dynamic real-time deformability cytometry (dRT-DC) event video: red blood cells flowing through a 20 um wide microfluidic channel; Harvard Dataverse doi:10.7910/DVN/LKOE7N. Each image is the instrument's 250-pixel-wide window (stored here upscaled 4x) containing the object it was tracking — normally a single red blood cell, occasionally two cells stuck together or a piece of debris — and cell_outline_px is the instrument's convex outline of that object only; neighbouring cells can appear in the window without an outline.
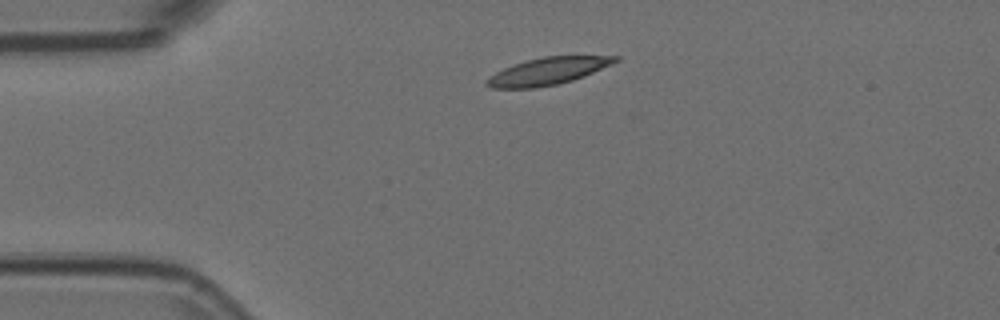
{"species": "Egyptian fruit bat (a non-hibernating species)", "species_latin": "Rousettus aegyptiacus", "temperature_condition": "room temperature", "stored_images_in_passage": 39, "camera_frame_rate_fps": 3000, "um_per_image_px": 0.085, "animal": {"sex": "female"}, "frame": {"image": 1, "passage_image": 1, "time_ms": 0.0, "image_size_px": [1000, 320], "cell_outline_px": [[620, 60], [612, 64], [584, 76], [560, 84], [536, 88], [492, 88], [484, 84], [484, 80], [496, 72], [512, 64], [544, 56], [620, 56]], "centroid_in_image_um": [46.55, 6.05], "position_along_channel_um": 38.5, "area_um2": 20.4}}
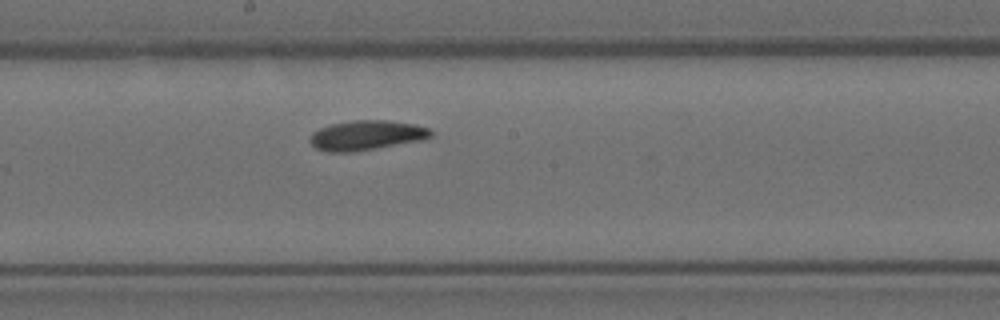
{"frame": {"image": 2, "passage_image": 18, "time_ms": 5.667, "image_size_px": [1000, 320], "cell_outline_px": [[432, 136], [424, 140], [352, 152], [328, 152], [316, 148], [308, 140], [312, 132], [328, 124], [352, 120], [388, 120], [416, 124], [428, 128], [432, 132]], "centroid_in_image_um": [31.14, 11.49], "position_along_channel_um": 217.1, "area_um2": 21.15}}
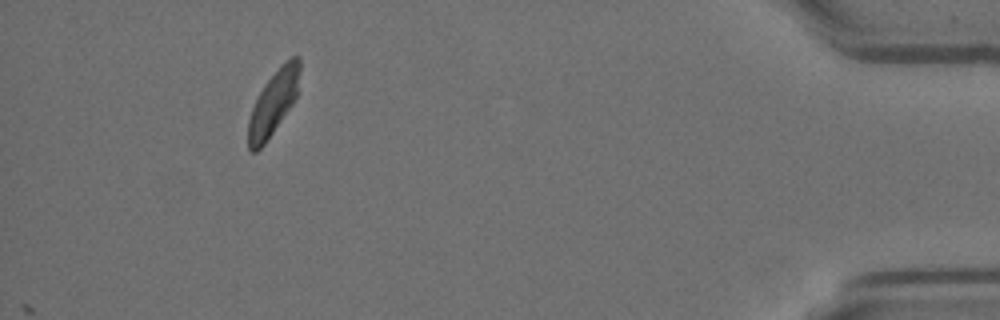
{"frame": {"image": 3, "passage_image": 39, "time_ms": 12.667, "image_size_px": [1000, 320], "cell_outline_px": [[300, 68], [296, 96], [292, 104], [264, 144], [256, 152], [252, 152], [248, 148], [248, 120], [252, 108], [264, 84], [292, 56], [300, 56]], "centroid_in_image_um": [23.22, 8.77], "position_along_channel_um": 412.0, "area_um2": 18.61}, "authors_computed_cell_mechanics": {"area_um2": 20.4612, "velocity_mm_per_s": 3.6955, "shape_relaxation_time_tau1_ms": 5.9854, "shape_relaxation_time_tau2_ms": 3.6068, "deformation_change_tau1": 0.1554, "deformation_change_tau2": 0.0936}}